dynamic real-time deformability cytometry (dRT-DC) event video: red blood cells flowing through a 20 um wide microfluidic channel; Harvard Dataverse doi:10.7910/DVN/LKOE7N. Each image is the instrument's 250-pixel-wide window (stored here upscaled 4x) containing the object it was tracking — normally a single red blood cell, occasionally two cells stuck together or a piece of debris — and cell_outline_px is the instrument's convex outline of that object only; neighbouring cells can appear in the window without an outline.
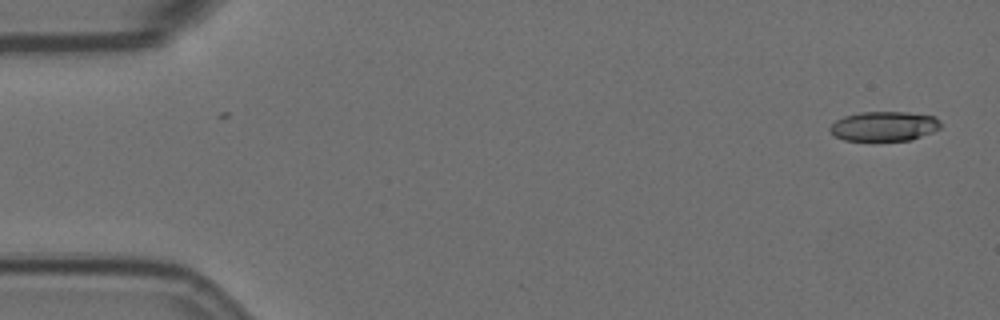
{"species": "Egyptian fruit bat (a non-hibernating species)", "species_latin": "Rousettus aegyptiacus", "temperature_condition": "room temperature", "stored_images_in_passage": 4, "camera_frame_rate_fps": 3000, "um_per_image_px": 0.085, "animal": {"sex": "female"}, "frame": {"image": 1, "passage_image": 3, "time_ms": 0.667, "image_size_px": [1000, 320], "cell_outline_px": [[940, 128], [932, 132], [912, 140], [844, 140], [836, 136], [828, 128], [836, 120], [844, 116], [860, 112], [908, 112], [936, 116], [940, 120]], "centroid_in_image_um": [75.18, 10.72], "position_along_channel_um": 9.8, "area_um2": 19.07}}